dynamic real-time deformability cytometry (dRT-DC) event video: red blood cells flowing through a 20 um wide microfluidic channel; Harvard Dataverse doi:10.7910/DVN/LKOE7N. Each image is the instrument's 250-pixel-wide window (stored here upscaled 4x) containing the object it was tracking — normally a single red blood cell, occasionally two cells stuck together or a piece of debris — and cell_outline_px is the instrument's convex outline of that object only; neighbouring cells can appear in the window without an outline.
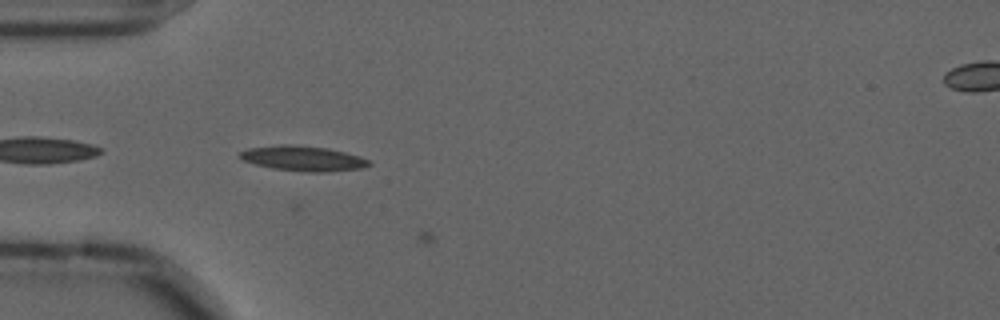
{"species": "common noctule bat (a hibernating species)", "species_latin": "Nyctalus noctula", "temperature_condition": "cold", "stored_images_in_passage": 6, "camera_frame_rate_fps": 3000, "um_per_image_px": 0.085, "animal": {"sex": "male", "forearm_length_mm": 52.5}, "frame": {"image": 1, "passage_image": 5, "time_ms": 1.333, "image_size_px": [1000, 320], "cell_outline_px": [[372, 164], [364, 168], [320, 172], [304, 172], [272, 168], [256, 164], [244, 160], [240, 156], [240, 152], [248, 148], [280, 144], [292, 144], [328, 148], [344, 152], [368, 160]], "centroid_in_image_um": [25.75, 13.46], "position_along_channel_um": 59.2, "area_um2": 18.67}}